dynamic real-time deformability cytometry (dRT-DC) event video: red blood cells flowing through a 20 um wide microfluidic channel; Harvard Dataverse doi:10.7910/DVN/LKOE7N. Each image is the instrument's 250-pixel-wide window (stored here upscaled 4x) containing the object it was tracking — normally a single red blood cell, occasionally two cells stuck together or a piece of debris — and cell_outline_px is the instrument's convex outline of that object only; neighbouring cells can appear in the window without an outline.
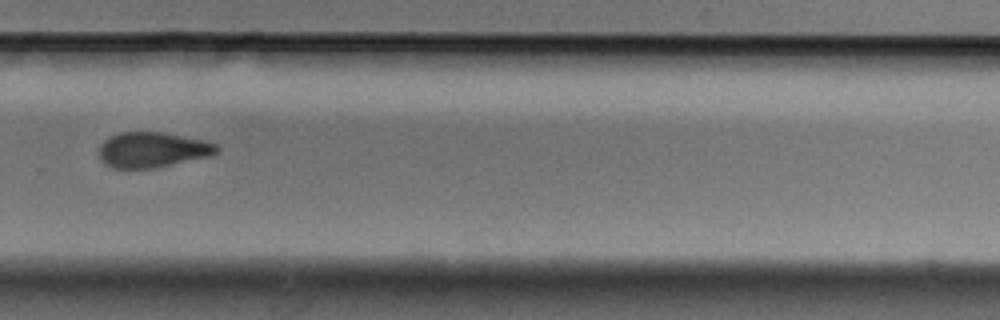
{"species": "Egyptian fruit bat (a non-hibernating species)", "species_latin": "Rousettus aegyptiacus", "temperature_condition": "cold", "stored_images_in_passage": 15, "camera_frame_rate_fps": 3000, "um_per_image_px": 0.085, "animal": {"sex": "male"}, "frame": {"image": 1, "passage_image": 11, "time_ms": 3.333, "image_size_px": [1000, 320], "cell_outline_px": [[220, 148], [212, 156], [152, 168], [112, 168], [104, 164], [100, 160], [100, 144], [108, 136], [120, 132], [164, 132], [204, 140], [216, 144]], "centroid_in_image_um": [12.95, 12.72], "position_along_channel_um": 316.9, "area_um2": 24.33}}
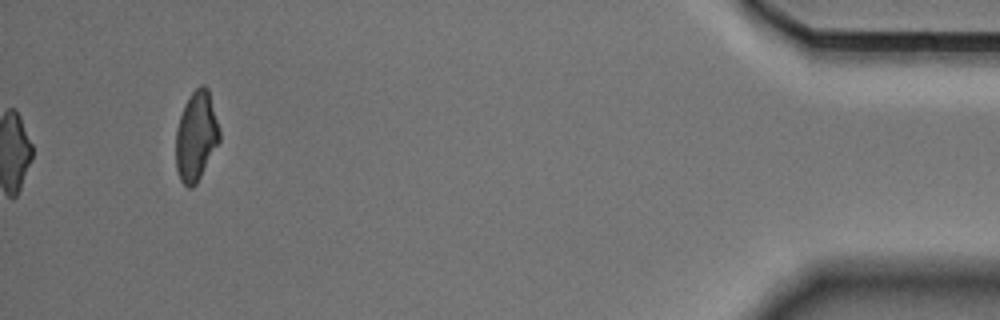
{"frame": {"image": 2, "passage_image": 15, "time_ms": 4.667, "image_size_px": [1000, 320], "cell_outline_px": [[220, 140], [196, 184], [192, 188], [188, 188], [180, 180], [176, 168], [176, 132], [180, 116], [192, 92], [200, 84], [204, 84], [208, 88], [220, 132]], "centroid_in_image_um": [16.67, 11.59], "position_along_channel_um": 418.5, "area_um2": 22.43}}